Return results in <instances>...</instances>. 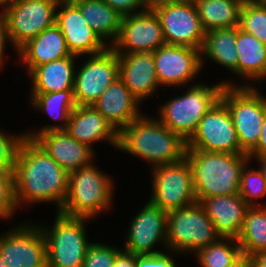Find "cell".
Listing matches in <instances>:
<instances>
[{
  "label": "cell",
  "mask_w": 266,
  "mask_h": 267,
  "mask_svg": "<svg viewBox=\"0 0 266 267\" xmlns=\"http://www.w3.org/2000/svg\"><path fill=\"white\" fill-rule=\"evenodd\" d=\"M248 155L250 159H259L266 156V114L263 119L259 142L257 146Z\"/></svg>",
  "instance_id": "ab89813d"
},
{
  "label": "cell",
  "mask_w": 266,
  "mask_h": 267,
  "mask_svg": "<svg viewBox=\"0 0 266 267\" xmlns=\"http://www.w3.org/2000/svg\"><path fill=\"white\" fill-rule=\"evenodd\" d=\"M253 86H224L220 96L231 113L240 149L246 154L257 146L266 114V97Z\"/></svg>",
  "instance_id": "8992f818"
},
{
  "label": "cell",
  "mask_w": 266,
  "mask_h": 267,
  "mask_svg": "<svg viewBox=\"0 0 266 267\" xmlns=\"http://www.w3.org/2000/svg\"><path fill=\"white\" fill-rule=\"evenodd\" d=\"M71 1L79 8L83 18L103 42L112 39L111 46L119 35L122 16L102 0Z\"/></svg>",
  "instance_id": "4316f807"
},
{
  "label": "cell",
  "mask_w": 266,
  "mask_h": 267,
  "mask_svg": "<svg viewBox=\"0 0 266 267\" xmlns=\"http://www.w3.org/2000/svg\"><path fill=\"white\" fill-rule=\"evenodd\" d=\"M220 237L199 202L168 212L166 242L172 252L196 253Z\"/></svg>",
  "instance_id": "ba28073f"
},
{
  "label": "cell",
  "mask_w": 266,
  "mask_h": 267,
  "mask_svg": "<svg viewBox=\"0 0 266 267\" xmlns=\"http://www.w3.org/2000/svg\"><path fill=\"white\" fill-rule=\"evenodd\" d=\"M78 58L71 55L35 67L31 76L32 93H52L62 90H73L75 79V63ZM75 70V71H74Z\"/></svg>",
  "instance_id": "d4e9b609"
},
{
  "label": "cell",
  "mask_w": 266,
  "mask_h": 267,
  "mask_svg": "<svg viewBox=\"0 0 266 267\" xmlns=\"http://www.w3.org/2000/svg\"><path fill=\"white\" fill-rule=\"evenodd\" d=\"M58 5L54 0H5L0 3L10 43L16 50L56 24Z\"/></svg>",
  "instance_id": "9c48e42d"
},
{
  "label": "cell",
  "mask_w": 266,
  "mask_h": 267,
  "mask_svg": "<svg viewBox=\"0 0 266 267\" xmlns=\"http://www.w3.org/2000/svg\"><path fill=\"white\" fill-rule=\"evenodd\" d=\"M239 194L250 207L257 206L253 200L266 196V180L260 168L254 170V168L244 167L241 173Z\"/></svg>",
  "instance_id": "836d02e7"
},
{
  "label": "cell",
  "mask_w": 266,
  "mask_h": 267,
  "mask_svg": "<svg viewBox=\"0 0 266 267\" xmlns=\"http://www.w3.org/2000/svg\"><path fill=\"white\" fill-rule=\"evenodd\" d=\"M113 267H136V254L120 250L117 253Z\"/></svg>",
  "instance_id": "60d3db41"
},
{
  "label": "cell",
  "mask_w": 266,
  "mask_h": 267,
  "mask_svg": "<svg viewBox=\"0 0 266 267\" xmlns=\"http://www.w3.org/2000/svg\"><path fill=\"white\" fill-rule=\"evenodd\" d=\"M152 53L160 86H183L202 68L199 49L165 44Z\"/></svg>",
  "instance_id": "2e32d148"
},
{
  "label": "cell",
  "mask_w": 266,
  "mask_h": 267,
  "mask_svg": "<svg viewBox=\"0 0 266 267\" xmlns=\"http://www.w3.org/2000/svg\"><path fill=\"white\" fill-rule=\"evenodd\" d=\"M199 203L205 209L216 232L221 237L237 239L241 233L246 212L250 207L240 194L208 197Z\"/></svg>",
  "instance_id": "603a6c76"
},
{
  "label": "cell",
  "mask_w": 266,
  "mask_h": 267,
  "mask_svg": "<svg viewBox=\"0 0 266 267\" xmlns=\"http://www.w3.org/2000/svg\"><path fill=\"white\" fill-rule=\"evenodd\" d=\"M239 28L266 43V3L263 0L244 1Z\"/></svg>",
  "instance_id": "d6a6232c"
},
{
  "label": "cell",
  "mask_w": 266,
  "mask_h": 267,
  "mask_svg": "<svg viewBox=\"0 0 266 267\" xmlns=\"http://www.w3.org/2000/svg\"><path fill=\"white\" fill-rule=\"evenodd\" d=\"M167 218L168 212L148 201L131 221L124 250L137 255L160 253L152 248L160 241L167 246Z\"/></svg>",
  "instance_id": "e0dca14e"
},
{
  "label": "cell",
  "mask_w": 266,
  "mask_h": 267,
  "mask_svg": "<svg viewBox=\"0 0 266 267\" xmlns=\"http://www.w3.org/2000/svg\"><path fill=\"white\" fill-rule=\"evenodd\" d=\"M179 1H183V2H187V3L196 4L197 2H199V1H201V0H179Z\"/></svg>",
  "instance_id": "7dc6e473"
},
{
  "label": "cell",
  "mask_w": 266,
  "mask_h": 267,
  "mask_svg": "<svg viewBox=\"0 0 266 267\" xmlns=\"http://www.w3.org/2000/svg\"><path fill=\"white\" fill-rule=\"evenodd\" d=\"M35 140L69 174L92 163L94 150L66 130L39 133Z\"/></svg>",
  "instance_id": "d6986e66"
},
{
  "label": "cell",
  "mask_w": 266,
  "mask_h": 267,
  "mask_svg": "<svg viewBox=\"0 0 266 267\" xmlns=\"http://www.w3.org/2000/svg\"><path fill=\"white\" fill-rule=\"evenodd\" d=\"M150 203L169 212L197 202L193 187L192 168L185 157L177 163L152 168Z\"/></svg>",
  "instance_id": "30bf717a"
},
{
  "label": "cell",
  "mask_w": 266,
  "mask_h": 267,
  "mask_svg": "<svg viewBox=\"0 0 266 267\" xmlns=\"http://www.w3.org/2000/svg\"><path fill=\"white\" fill-rule=\"evenodd\" d=\"M116 10L122 17L126 15L144 12L149 9L144 0H102ZM142 8L138 10L137 8ZM138 10V11H135Z\"/></svg>",
  "instance_id": "f35d334b"
},
{
  "label": "cell",
  "mask_w": 266,
  "mask_h": 267,
  "mask_svg": "<svg viewBox=\"0 0 266 267\" xmlns=\"http://www.w3.org/2000/svg\"><path fill=\"white\" fill-rule=\"evenodd\" d=\"M57 3H64V2H70L71 0H54Z\"/></svg>",
  "instance_id": "c3c4849f"
},
{
  "label": "cell",
  "mask_w": 266,
  "mask_h": 267,
  "mask_svg": "<svg viewBox=\"0 0 266 267\" xmlns=\"http://www.w3.org/2000/svg\"><path fill=\"white\" fill-rule=\"evenodd\" d=\"M117 148L145 159L154 168L184 159L187 142L159 119L141 115L119 131Z\"/></svg>",
  "instance_id": "7a4b0ae2"
},
{
  "label": "cell",
  "mask_w": 266,
  "mask_h": 267,
  "mask_svg": "<svg viewBox=\"0 0 266 267\" xmlns=\"http://www.w3.org/2000/svg\"><path fill=\"white\" fill-rule=\"evenodd\" d=\"M237 26L215 29L206 32L203 46L200 50L201 65L204 57L229 68L237 74L238 55L236 50Z\"/></svg>",
  "instance_id": "f1b7e54d"
},
{
  "label": "cell",
  "mask_w": 266,
  "mask_h": 267,
  "mask_svg": "<svg viewBox=\"0 0 266 267\" xmlns=\"http://www.w3.org/2000/svg\"><path fill=\"white\" fill-rule=\"evenodd\" d=\"M13 175L17 207L55 201L58 211L61 209L68 192L69 173L35 140L25 137L21 141Z\"/></svg>",
  "instance_id": "6da1fadb"
},
{
  "label": "cell",
  "mask_w": 266,
  "mask_h": 267,
  "mask_svg": "<svg viewBox=\"0 0 266 267\" xmlns=\"http://www.w3.org/2000/svg\"><path fill=\"white\" fill-rule=\"evenodd\" d=\"M136 267H176L173 259L166 253L136 254Z\"/></svg>",
  "instance_id": "74e56055"
},
{
  "label": "cell",
  "mask_w": 266,
  "mask_h": 267,
  "mask_svg": "<svg viewBox=\"0 0 266 267\" xmlns=\"http://www.w3.org/2000/svg\"><path fill=\"white\" fill-rule=\"evenodd\" d=\"M139 104L140 101L130 92L125 83L117 78L92 106L119 132L141 116Z\"/></svg>",
  "instance_id": "44dd1931"
},
{
  "label": "cell",
  "mask_w": 266,
  "mask_h": 267,
  "mask_svg": "<svg viewBox=\"0 0 266 267\" xmlns=\"http://www.w3.org/2000/svg\"><path fill=\"white\" fill-rule=\"evenodd\" d=\"M231 82L188 87L186 94L171 99L160 108L159 120L186 142L196 131L206 112L220 99L224 86H237Z\"/></svg>",
  "instance_id": "5b68a950"
},
{
  "label": "cell",
  "mask_w": 266,
  "mask_h": 267,
  "mask_svg": "<svg viewBox=\"0 0 266 267\" xmlns=\"http://www.w3.org/2000/svg\"><path fill=\"white\" fill-rule=\"evenodd\" d=\"M28 224L0 236L4 267H47L46 241L41 226Z\"/></svg>",
  "instance_id": "4fadbf2b"
},
{
  "label": "cell",
  "mask_w": 266,
  "mask_h": 267,
  "mask_svg": "<svg viewBox=\"0 0 266 267\" xmlns=\"http://www.w3.org/2000/svg\"><path fill=\"white\" fill-rule=\"evenodd\" d=\"M165 44L160 20L149 8L141 13L123 16L119 35L110 47L116 53H139L154 52Z\"/></svg>",
  "instance_id": "9a60e30c"
},
{
  "label": "cell",
  "mask_w": 266,
  "mask_h": 267,
  "mask_svg": "<svg viewBox=\"0 0 266 267\" xmlns=\"http://www.w3.org/2000/svg\"><path fill=\"white\" fill-rule=\"evenodd\" d=\"M0 267H4V264H3V262H2V258H1V256H0Z\"/></svg>",
  "instance_id": "681fc988"
},
{
  "label": "cell",
  "mask_w": 266,
  "mask_h": 267,
  "mask_svg": "<svg viewBox=\"0 0 266 267\" xmlns=\"http://www.w3.org/2000/svg\"><path fill=\"white\" fill-rule=\"evenodd\" d=\"M17 51L20 60L28 66V74L39 65L72 55L56 24L28 40Z\"/></svg>",
  "instance_id": "cb8c5ba5"
},
{
  "label": "cell",
  "mask_w": 266,
  "mask_h": 267,
  "mask_svg": "<svg viewBox=\"0 0 266 267\" xmlns=\"http://www.w3.org/2000/svg\"><path fill=\"white\" fill-rule=\"evenodd\" d=\"M14 169L0 168V218H10L16 212Z\"/></svg>",
  "instance_id": "e575fe53"
},
{
  "label": "cell",
  "mask_w": 266,
  "mask_h": 267,
  "mask_svg": "<svg viewBox=\"0 0 266 267\" xmlns=\"http://www.w3.org/2000/svg\"><path fill=\"white\" fill-rule=\"evenodd\" d=\"M31 104L34 108L48 113L50 117L61 120L62 124L44 126L38 131L24 133L25 137L34 139L39 133L55 130H65L69 116L77 106L74 100L73 90H62L52 93H32Z\"/></svg>",
  "instance_id": "83f0119b"
},
{
  "label": "cell",
  "mask_w": 266,
  "mask_h": 267,
  "mask_svg": "<svg viewBox=\"0 0 266 267\" xmlns=\"http://www.w3.org/2000/svg\"><path fill=\"white\" fill-rule=\"evenodd\" d=\"M168 45L201 50L206 35L195 4L170 0L153 5Z\"/></svg>",
  "instance_id": "8fae6325"
},
{
  "label": "cell",
  "mask_w": 266,
  "mask_h": 267,
  "mask_svg": "<svg viewBox=\"0 0 266 267\" xmlns=\"http://www.w3.org/2000/svg\"><path fill=\"white\" fill-rule=\"evenodd\" d=\"M236 50L237 74L261 82L266 77V43L237 26Z\"/></svg>",
  "instance_id": "484cf974"
},
{
  "label": "cell",
  "mask_w": 266,
  "mask_h": 267,
  "mask_svg": "<svg viewBox=\"0 0 266 267\" xmlns=\"http://www.w3.org/2000/svg\"><path fill=\"white\" fill-rule=\"evenodd\" d=\"M196 255L202 267H232L243 257L239 243L231 237H220L197 251Z\"/></svg>",
  "instance_id": "1f68e13d"
},
{
  "label": "cell",
  "mask_w": 266,
  "mask_h": 267,
  "mask_svg": "<svg viewBox=\"0 0 266 267\" xmlns=\"http://www.w3.org/2000/svg\"><path fill=\"white\" fill-rule=\"evenodd\" d=\"M197 202L208 197L239 194L241 173L250 162L246 153L187 150Z\"/></svg>",
  "instance_id": "3957f363"
},
{
  "label": "cell",
  "mask_w": 266,
  "mask_h": 267,
  "mask_svg": "<svg viewBox=\"0 0 266 267\" xmlns=\"http://www.w3.org/2000/svg\"><path fill=\"white\" fill-rule=\"evenodd\" d=\"M242 255L250 258L256 253L266 251V207H249L241 233L237 237Z\"/></svg>",
  "instance_id": "4dcf8cb0"
},
{
  "label": "cell",
  "mask_w": 266,
  "mask_h": 267,
  "mask_svg": "<svg viewBox=\"0 0 266 267\" xmlns=\"http://www.w3.org/2000/svg\"><path fill=\"white\" fill-rule=\"evenodd\" d=\"M65 130L91 148V143L101 140H108L115 148L118 147L119 132L92 105H77Z\"/></svg>",
  "instance_id": "7402d4cb"
},
{
  "label": "cell",
  "mask_w": 266,
  "mask_h": 267,
  "mask_svg": "<svg viewBox=\"0 0 266 267\" xmlns=\"http://www.w3.org/2000/svg\"><path fill=\"white\" fill-rule=\"evenodd\" d=\"M10 41V38H9V34H8V31H7V25H6V22H5V19H4V16L2 14V11L0 13V68L2 67L3 65V59H4V51L6 48L5 47V44Z\"/></svg>",
  "instance_id": "b9f144b4"
},
{
  "label": "cell",
  "mask_w": 266,
  "mask_h": 267,
  "mask_svg": "<svg viewBox=\"0 0 266 267\" xmlns=\"http://www.w3.org/2000/svg\"><path fill=\"white\" fill-rule=\"evenodd\" d=\"M258 161L260 162V169L262 170L266 180V156L263 158H259Z\"/></svg>",
  "instance_id": "f6af8a7d"
},
{
  "label": "cell",
  "mask_w": 266,
  "mask_h": 267,
  "mask_svg": "<svg viewBox=\"0 0 266 267\" xmlns=\"http://www.w3.org/2000/svg\"><path fill=\"white\" fill-rule=\"evenodd\" d=\"M144 1L147 4V6L149 8H151L153 5H156V4L161 3V2L170 1V0H144Z\"/></svg>",
  "instance_id": "bcb514c9"
},
{
  "label": "cell",
  "mask_w": 266,
  "mask_h": 267,
  "mask_svg": "<svg viewBox=\"0 0 266 267\" xmlns=\"http://www.w3.org/2000/svg\"><path fill=\"white\" fill-rule=\"evenodd\" d=\"M119 78L139 100L153 95L160 86L152 52L117 53Z\"/></svg>",
  "instance_id": "ffe728a7"
},
{
  "label": "cell",
  "mask_w": 266,
  "mask_h": 267,
  "mask_svg": "<svg viewBox=\"0 0 266 267\" xmlns=\"http://www.w3.org/2000/svg\"><path fill=\"white\" fill-rule=\"evenodd\" d=\"M187 150L244 153L240 149L231 113L221 99L200 120L196 131L187 141Z\"/></svg>",
  "instance_id": "7c38bea8"
},
{
  "label": "cell",
  "mask_w": 266,
  "mask_h": 267,
  "mask_svg": "<svg viewBox=\"0 0 266 267\" xmlns=\"http://www.w3.org/2000/svg\"><path fill=\"white\" fill-rule=\"evenodd\" d=\"M81 67L75 72L74 100L76 105H92L119 78L118 54L109 46L102 53L90 55Z\"/></svg>",
  "instance_id": "5bb4252c"
},
{
  "label": "cell",
  "mask_w": 266,
  "mask_h": 267,
  "mask_svg": "<svg viewBox=\"0 0 266 267\" xmlns=\"http://www.w3.org/2000/svg\"><path fill=\"white\" fill-rule=\"evenodd\" d=\"M88 220L57 211L51 230L41 227L46 241L47 267H83L90 245L85 234Z\"/></svg>",
  "instance_id": "52a82bcc"
},
{
  "label": "cell",
  "mask_w": 266,
  "mask_h": 267,
  "mask_svg": "<svg viewBox=\"0 0 266 267\" xmlns=\"http://www.w3.org/2000/svg\"><path fill=\"white\" fill-rule=\"evenodd\" d=\"M58 7L61 10L56 11V25L63 33L71 54L78 57L86 54L96 55L109 47L91 29L72 1L59 3Z\"/></svg>",
  "instance_id": "ac0fdd59"
},
{
  "label": "cell",
  "mask_w": 266,
  "mask_h": 267,
  "mask_svg": "<svg viewBox=\"0 0 266 267\" xmlns=\"http://www.w3.org/2000/svg\"><path fill=\"white\" fill-rule=\"evenodd\" d=\"M25 134L9 136L0 130V168L14 169L15 159Z\"/></svg>",
  "instance_id": "8d00e7d4"
},
{
  "label": "cell",
  "mask_w": 266,
  "mask_h": 267,
  "mask_svg": "<svg viewBox=\"0 0 266 267\" xmlns=\"http://www.w3.org/2000/svg\"><path fill=\"white\" fill-rule=\"evenodd\" d=\"M112 179L90 164L69 174L68 192L60 213L94 218L111 206L114 191Z\"/></svg>",
  "instance_id": "277c9868"
},
{
  "label": "cell",
  "mask_w": 266,
  "mask_h": 267,
  "mask_svg": "<svg viewBox=\"0 0 266 267\" xmlns=\"http://www.w3.org/2000/svg\"><path fill=\"white\" fill-rule=\"evenodd\" d=\"M250 259L253 267H266V251L256 253Z\"/></svg>",
  "instance_id": "7bdbcfd3"
},
{
  "label": "cell",
  "mask_w": 266,
  "mask_h": 267,
  "mask_svg": "<svg viewBox=\"0 0 266 267\" xmlns=\"http://www.w3.org/2000/svg\"><path fill=\"white\" fill-rule=\"evenodd\" d=\"M120 250L101 243H90L85 254L83 267H113Z\"/></svg>",
  "instance_id": "d590c367"
},
{
  "label": "cell",
  "mask_w": 266,
  "mask_h": 267,
  "mask_svg": "<svg viewBox=\"0 0 266 267\" xmlns=\"http://www.w3.org/2000/svg\"><path fill=\"white\" fill-rule=\"evenodd\" d=\"M232 267H253L251 259L248 257H242L237 263H235Z\"/></svg>",
  "instance_id": "ee69618b"
},
{
  "label": "cell",
  "mask_w": 266,
  "mask_h": 267,
  "mask_svg": "<svg viewBox=\"0 0 266 267\" xmlns=\"http://www.w3.org/2000/svg\"><path fill=\"white\" fill-rule=\"evenodd\" d=\"M245 0H201L196 8L205 32L239 26Z\"/></svg>",
  "instance_id": "f546056e"
}]
</instances>
